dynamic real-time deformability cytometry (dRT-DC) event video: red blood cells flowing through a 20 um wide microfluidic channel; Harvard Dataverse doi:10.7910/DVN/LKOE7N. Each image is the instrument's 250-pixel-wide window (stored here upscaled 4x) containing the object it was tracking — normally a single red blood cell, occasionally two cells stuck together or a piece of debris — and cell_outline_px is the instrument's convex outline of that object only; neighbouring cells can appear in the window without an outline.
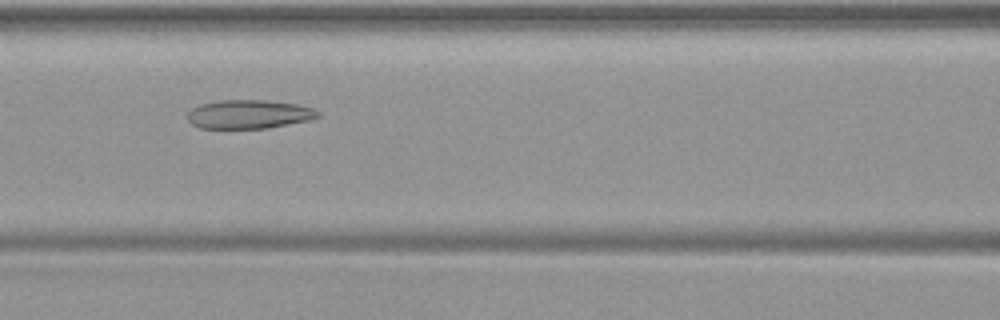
{"species": "common noctule bat (a hibernating species)", "species_latin": "Nyctalus noctula", "temperature_condition": "warm", "stored_images_in_passage": 50, "camera_frame_rate_fps": 3000, "um_per_image_px": 0.085, "animal": {"sex": "female", "body_mass_g": 19.9}, "frame": {"image": 1, "passage_image": 22, "time_ms": 7.0, "image_size_px": [1000, 320], "cell_outline_px": [[320, 116], [312, 120], [268, 128], [200, 128], [192, 124], [188, 120], [188, 112], [192, 108], [200, 104], [220, 100], [264, 100], [296, 104], [312, 108], [320, 112]], "centroid_in_image_um": [21.18, 9.71], "position_along_channel_um": 145.4, "area_um2": 21.91}}
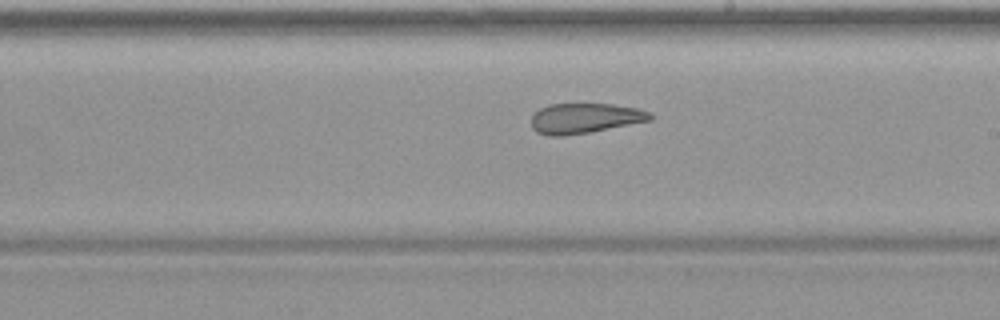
{"frame": {"image": 2, "passage_image": 29, "time_ms": 9.333, "image_size_px": [1000, 320], "cell_outline_px": [[652, 120], [588, 132], [564, 136], [548, 136], [536, 132], [532, 128], [532, 116], [540, 108], [548, 104], [612, 104], [640, 108], [652, 112]], "centroid_in_image_um": [49.72, 10.04], "position_along_channel_um": 239.3, "area_um2": 20.92}}
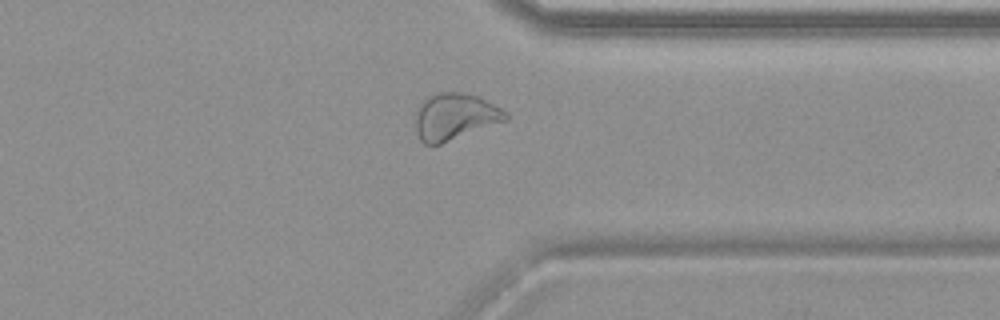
{"frame": {"image": 3, "passage_image": 39, "time_ms": 12.667, "image_size_px": [1000, 320], "cell_outline_px": [[508, 120], [440, 144], [424, 144], [420, 140], [416, 132], [416, 108], [428, 96], [436, 92], [460, 92], [480, 96], [508, 112]], "centroid_in_image_um": [38.67, 9.9], "position_along_channel_um": 372.7, "area_um2": 24.68}}